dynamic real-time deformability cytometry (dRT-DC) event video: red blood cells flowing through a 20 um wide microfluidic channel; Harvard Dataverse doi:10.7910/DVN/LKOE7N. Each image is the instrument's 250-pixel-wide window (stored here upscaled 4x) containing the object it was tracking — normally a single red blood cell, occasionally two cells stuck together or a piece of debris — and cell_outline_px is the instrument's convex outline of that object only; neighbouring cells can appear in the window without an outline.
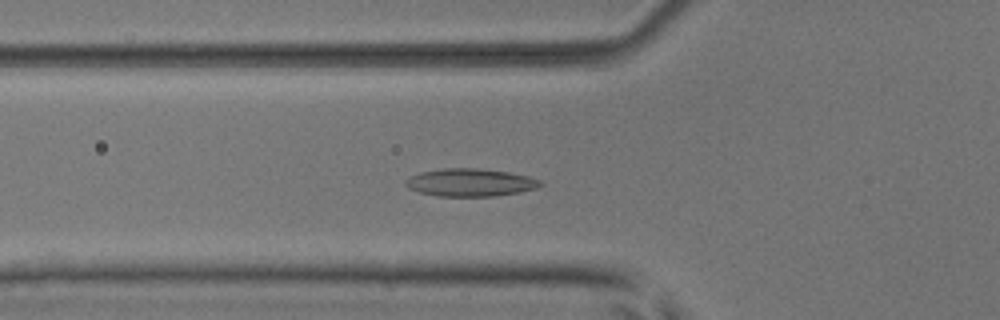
{"species": "common noctule bat (a hibernating species)", "species_latin": "Nyctalus noctula", "temperature_condition": "room temperature", "stored_images_in_passage": 51, "camera_frame_rate_fps": 3000, "um_per_image_px": 0.085, "animal": {"sex": "male", "body_mass_g": 17.9, "forearm_length_mm": 54.2}, "frame": {"image": 1, "passage_image": 19, "time_ms": 6.0, "image_size_px": [1000, 320], "cell_outline_px": [[544, 184], [536, 188], [520, 192], [496, 196], [440, 196], [420, 192], [408, 188], [404, 184], [404, 180], [420, 172], [444, 168], [476, 168], [508, 172], [528, 176], [540, 180]], "centroid_in_image_um": [39.98, 15.51], "position_along_channel_um": 85.8, "area_um2": 21.73}}
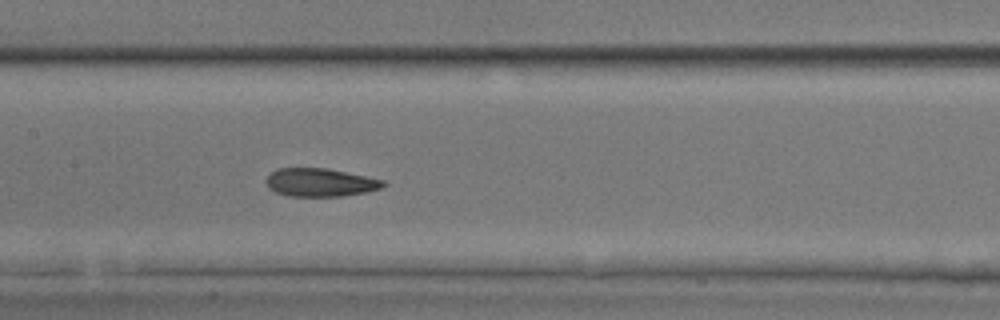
{"frame": {"image": 2, "passage_image": 26, "time_ms": 8.333, "image_size_px": [1000, 320], "cell_outline_px": [[388, 184], [380, 188], [364, 192], [340, 196], [288, 196], [276, 192], [268, 188], [264, 180], [276, 168], [328, 168], [384, 180]], "centroid_in_image_um": [27.19, 15.5], "position_along_channel_um": 180.2, "area_um2": 19.25}}
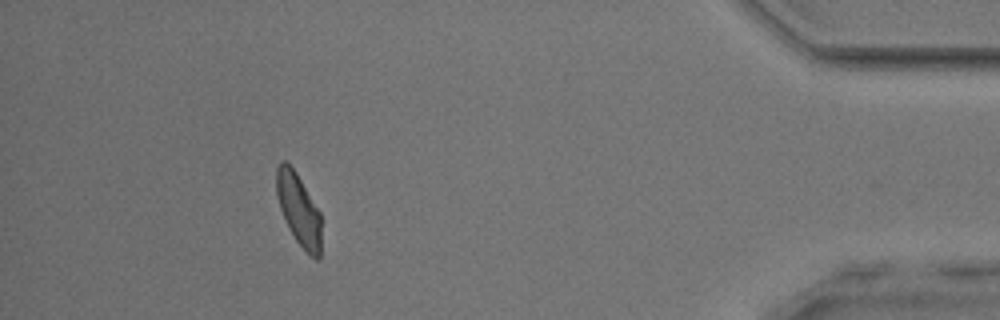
{"frame": {"image": 3, "passage_image": 47, "time_ms": 15.333, "image_size_px": [1000, 320], "cell_outline_px": [[320, 256], [316, 260], [296, 240], [280, 208], [276, 196], [276, 168], [280, 160], [284, 160], [296, 172], [320, 212]], "centroid_in_image_um": [25.37, 17.75], "position_along_channel_um": 409.8, "area_um2": 18.26}, "authors_computed_cell_mechanics": {"area_um2": 19.8254, "velocity_mm_per_s": 4.0465, "shape_relaxation_time_tau1_ms": null, "shape_relaxation_time_tau2_ms": 1.996, "deformation_change_tau1": null, "deformation_change_tau2": 0.0844}}